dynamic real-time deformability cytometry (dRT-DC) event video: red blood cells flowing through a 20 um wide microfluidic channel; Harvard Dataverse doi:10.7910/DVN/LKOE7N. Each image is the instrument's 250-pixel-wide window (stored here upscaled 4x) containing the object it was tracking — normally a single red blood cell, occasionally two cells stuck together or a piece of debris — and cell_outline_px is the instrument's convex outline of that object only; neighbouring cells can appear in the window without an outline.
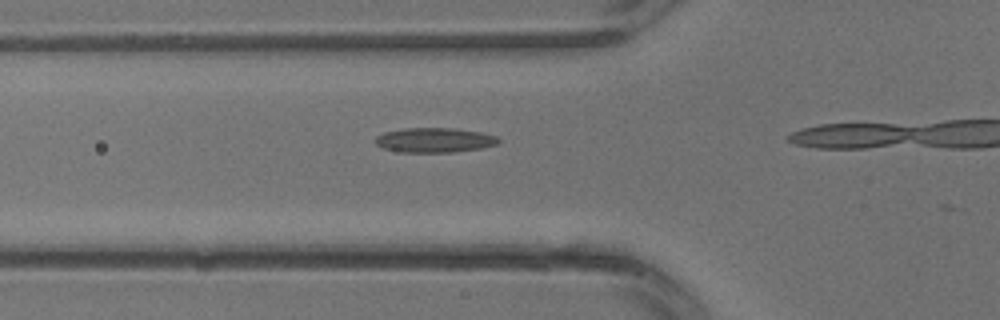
{"species": "common noctule bat (a hibernating species)", "species_latin": "Nyctalus noctula", "temperature_condition": "warm", "stored_images_in_passage": 6, "camera_frame_rate_fps": 3000, "um_per_image_px": 0.085, "animal": {"sex": "male", "body_mass_g": 13.3}, "frame": {"image": 1, "passage_image": 5, "time_ms": 1.333, "image_size_px": [1000, 320], "cell_outline_px": [[500, 140], [496, 144], [480, 148], [452, 152], [404, 152], [384, 148], [376, 144], [376, 136], [384, 132], [404, 128], [452, 128], [480, 132], [496, 136]], "centroid_in_image_um": [36.92, 11.9], "position_along_channel_um": 88.9, "area_um2": 17.46}}